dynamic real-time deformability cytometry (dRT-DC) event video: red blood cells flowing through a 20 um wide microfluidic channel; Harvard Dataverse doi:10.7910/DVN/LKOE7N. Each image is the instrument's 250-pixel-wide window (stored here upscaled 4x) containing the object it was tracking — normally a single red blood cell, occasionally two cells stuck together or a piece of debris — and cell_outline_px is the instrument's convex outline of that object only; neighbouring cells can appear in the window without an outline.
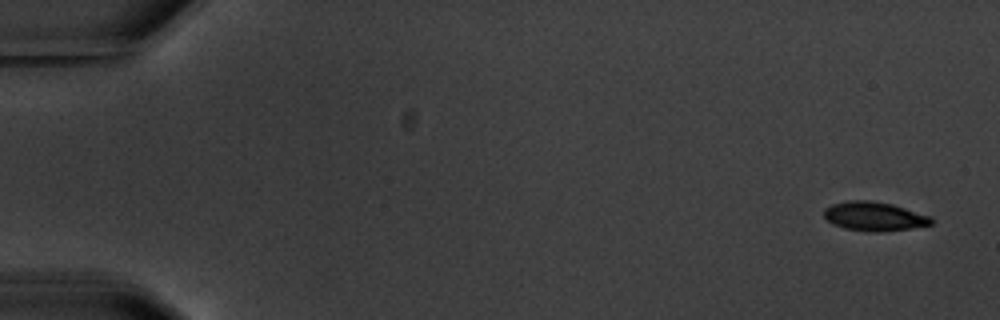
{"species": "common noctule bat (a hibernating species)", "species_latin": "Nyctalus noctula", "temperature_condition": "warm", "stored_images_in_passage": 8, "camera_frame_rate_fps": 3000, "um_per_image_px": 0.085, "animal": {"sex": "male", "body_mass_g": 20.1, "forearm_length_mm": 53.5}, "frame": {"image": 1, "passage_image": 1, "time_ms": 0.0, "image_size_px": [1000, 320], "cell_outline_px": [[932, 224], [912, 228], [880, 232], [868, 232], [844, 228], [832, 224], [824, 216], [824, 208], [832, 204], [848, 200], [868, 200], [892, 204], [932, 216]], "centroid_in_image_um": [74.31, 18.39], "position_along_channel_um": 10.7, "area_um2": 18.26}}
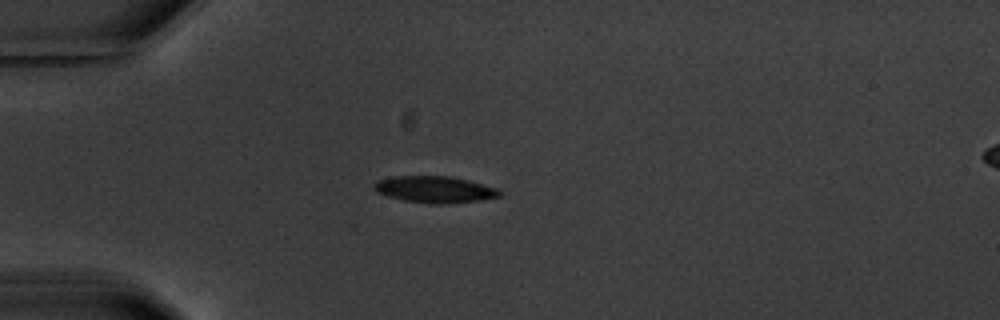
{"frame": {"image": 2, "passage_image": 5, "time_ms": 4.667, "image_size_px": [1000, 320], "cell_outline_px": [[504, 192], [500, 196], [480, 200], [440, 204], [436, 204], [404, 200], [388, 196], [376, 192], [372, 188], [372, 184], [376, 180], [396, 176], [448, 176], [468, 180], [496, 188]], "centroid_in_image_um": [36.92, 16.09], "position_along_channel_um": 48.1, "area_um2": 19.36}}
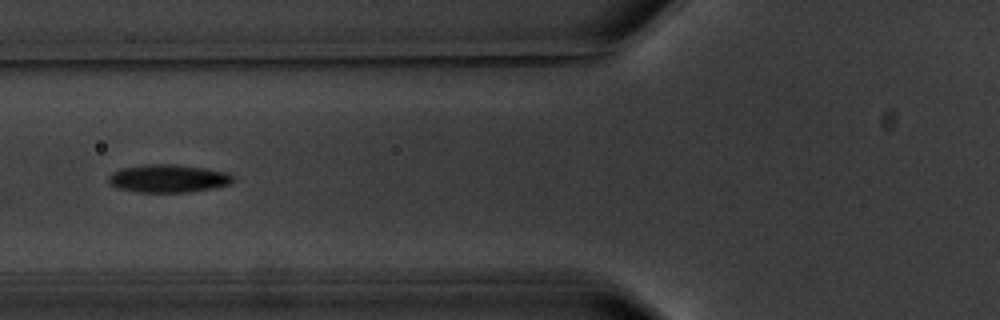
{"frame": {"image": 3, "passage_image": 7, "time_ms": 7.0, "image_size_px": [1000, 320], "cell_outline_px": [[236, 180], [232, 184], [212, 188], [188, 192], [136, 192], [116, 188], [108, 180], [108, 176], [112, 172], [124, 168], [144, 164], [176, 164], [204, 168], [228, 172], [236, 176]], "centroid_in_image_um": [14.36, 15.17], "position_along_channel_um": 111.4, "area_um2": 20.52}}